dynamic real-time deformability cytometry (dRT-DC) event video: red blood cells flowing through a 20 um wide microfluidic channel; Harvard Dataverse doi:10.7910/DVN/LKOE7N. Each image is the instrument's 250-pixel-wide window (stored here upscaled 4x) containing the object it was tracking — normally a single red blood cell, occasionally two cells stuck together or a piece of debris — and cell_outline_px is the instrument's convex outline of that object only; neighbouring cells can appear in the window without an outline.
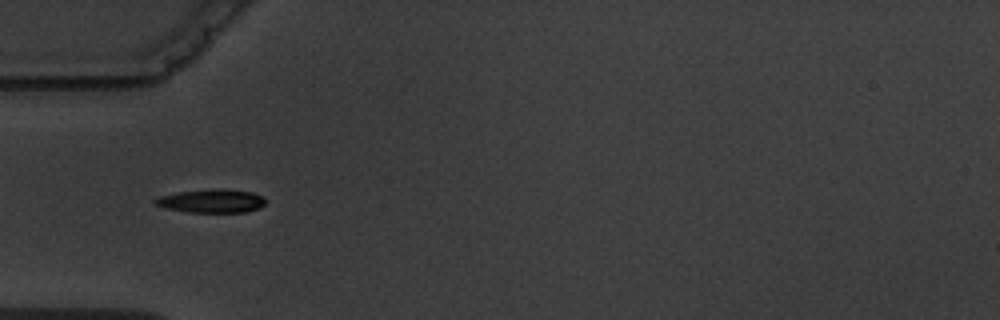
{"species": "common noctule bat (a hibernating species)", "species_latin": "Nyctalus noctula", "temperature_condition": "warm", "stored_images_in_passage": 1, "camera_frame_rate_fps": 3000, "um_per_image_px": 0.085, "animal": {"sex": "male", "body_mass_g": 19.5, "forearm_length_mm": 54.6}, "frame": {"image": 1, "passage_image": 1, "time_ms": 0.0, "image_size_px": [1000, 320], "cell_outline_px": [[264, 204], [260, 208], [244, 212], [188, 212], [168, 208], [156, 204], [152, 200], [160, 196], [180, 192], [212, 188], [224, 188], [252, 192], [264, 196]], "centroid_in_image_um": [18.02, 17.07], "position_along_channel_um": 67.0, "area_um2": 15.09}}